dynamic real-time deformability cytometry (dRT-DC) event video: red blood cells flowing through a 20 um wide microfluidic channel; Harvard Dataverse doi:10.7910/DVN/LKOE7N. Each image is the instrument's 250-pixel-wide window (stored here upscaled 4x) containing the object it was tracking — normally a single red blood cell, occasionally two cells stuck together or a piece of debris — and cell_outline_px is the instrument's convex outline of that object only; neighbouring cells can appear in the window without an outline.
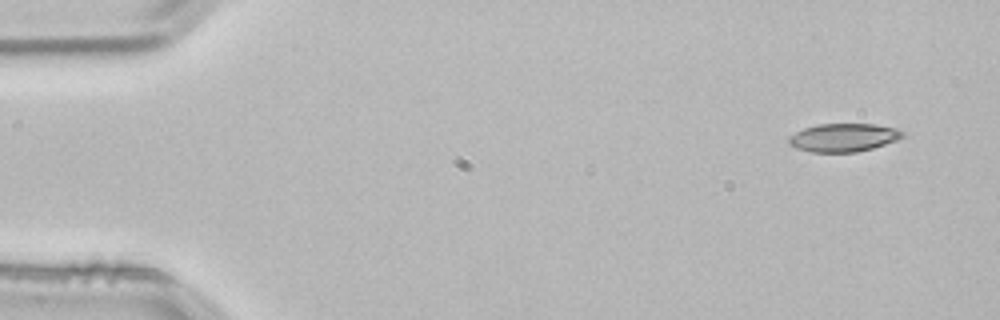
{"species": "common noctule bat (a hibernating species)", "species_latin": "Nyctalus noctula", "temperature_condition": "room temperature", "stored_images_in_passage": 3, "camera_frame_rate_fps": 3000, "um_per_image_px": 0.085, "animal": {"sex": "male", "body_mass_g": 21.5, "forearm_length_mm": 52.0}, "frame": {"image": 1, "passage_image": 1, "time_ms": 0.0, "image_size_px": [1000, 320], "cell_outline_px": [[904, 136], [896, 140], [872, 148], [856, 152], [812, 152], [796, 148], [788, 144], [788, 136], [804, 128], [820, 124], [876, 124], [896, 128], [904, 132]], "centroid_in_image_um": [71.68, 11.69], "position_along_channel_um": 13.3, "area_um2": 18.67}}